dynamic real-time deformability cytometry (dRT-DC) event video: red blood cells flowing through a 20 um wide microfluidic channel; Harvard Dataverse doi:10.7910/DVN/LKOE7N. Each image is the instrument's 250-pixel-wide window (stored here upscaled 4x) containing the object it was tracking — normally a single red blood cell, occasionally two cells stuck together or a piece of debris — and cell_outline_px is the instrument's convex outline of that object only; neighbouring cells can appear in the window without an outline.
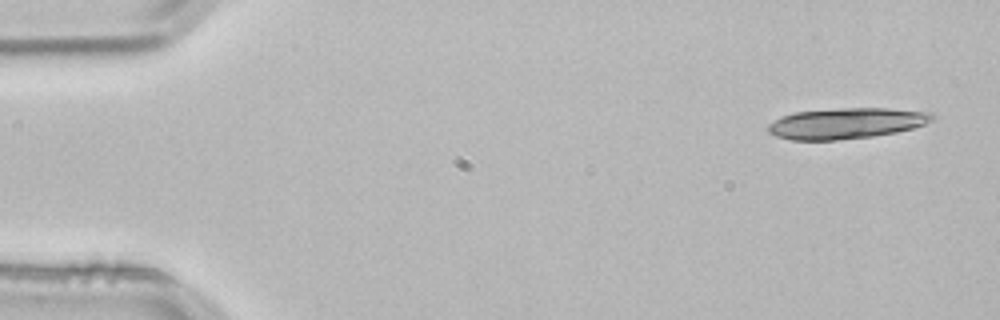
{"species": "common noctule bat (a hibernating species)", "species_latin": "Nyctalus noctula", "temperature_condition": "room temperature", "stored_images_in_passage": 4, "camera_frame_rate_fps": 3000, "um_per_image_px": 0.085, "animal": {"sex": "male", "body_mass_g": 21.5, "forearm_length_mm": 52.0}, "frame": {"image": 1, "passage_image": 1, "time_ms": 0.0, "image_size_px": [1000, 320], "cell_outline_px": [[936, 120], [912, 128], [896, 132], [872, 136], [836, 140], [788, 140], [776, 136], [768, 132], [768, 124], [780, 116], [796, 112], [840, 108], [888, 108], [932, 112], [936, 116]], "centroid_in_image_um": [71.95, 10.48], "position_along_channel_um": 13.1, "area_um2": 29.65}}